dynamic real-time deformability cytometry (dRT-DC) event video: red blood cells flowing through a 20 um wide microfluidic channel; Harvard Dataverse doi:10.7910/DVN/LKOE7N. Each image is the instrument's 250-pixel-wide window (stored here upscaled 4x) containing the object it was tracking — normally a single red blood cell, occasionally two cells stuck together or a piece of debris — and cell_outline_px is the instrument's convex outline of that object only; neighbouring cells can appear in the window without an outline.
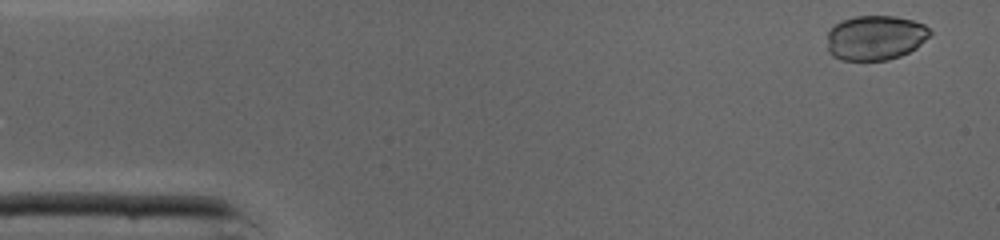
{"species": "common noctule bat (a hibernating species)", "species_latin": "Nyctalus noctula", "temperature_condition": "cold", "stored_images_in_passage": 39, "camera_frame_rate_fps": 3000, "um_per_image_px": 0.085, "animal": {"sex": "male", "body_mass_g": 19.0, "forearm_length_mm": 50.8}, "frame": {"image": 1, "passage_image": 2, "time_ms": 0.333, "image_size_px": [1000, 240], "cell_outline_px": [[932, 32], [916, 48], [900, 56], [888, 60], [840, 60], [832, 56], [828, 52], [828, 32], [840, 20], [856, 16], [896, 16], [912, 20], [924, 24]], "centroid_in_image_um": [74.38, 3.21], "position_along_channel_um": 10.6, "area_um2": 26.82}}
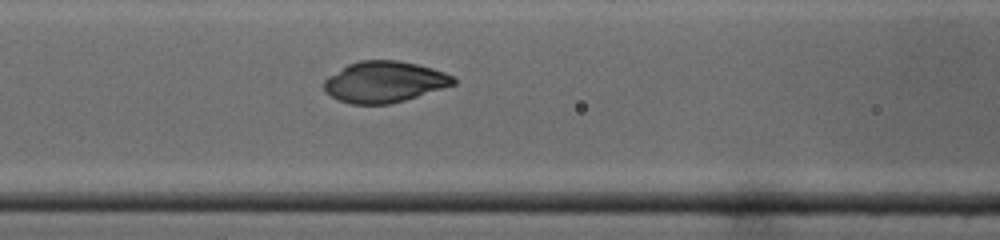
{"frame": {"image": 2, "passage_image": 18, "time_ms": 5.667, "image_size_px": [1000, 240], "cell_outline_px": [[456, 84], [404, 100], [388, 104], [352, 104], [340, 100], [324, 92], [324, 80], [328, 76], [348, 64], [360, 60], [396, 60], [416, 64], [432, 68], [444, 72], [452, 76], [456, 80]], "centroid_in_image_um": [32.65, 6.95], "position_along_channel_um": 133.9, "area_um2": 30.81}}
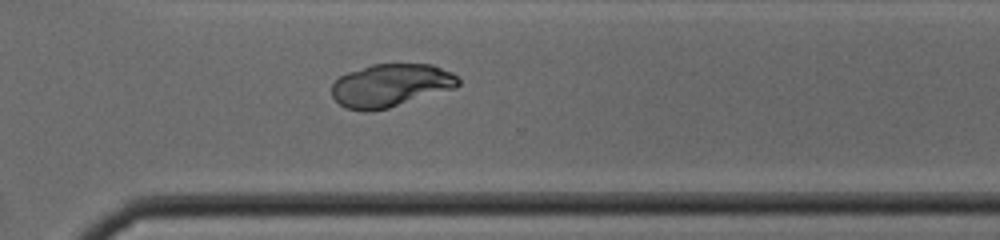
{"frame": {"image": 3, "passage_image": 32, "time_ms": 10.333, "image_size_px": [1000, 240], "cell_outline_px": [[460, 84], [456, 88], [388, 108], [348, 108], [340, 104], [332, 96], [332, 84], [340, 76], [348, 72], [372, 64], [432, 64], [452, 72], [460, 80]], "centroid_in_image_um": [33.26, 7.21], "position_along_channel_um": 337.3, "area_um2": 31.1}}